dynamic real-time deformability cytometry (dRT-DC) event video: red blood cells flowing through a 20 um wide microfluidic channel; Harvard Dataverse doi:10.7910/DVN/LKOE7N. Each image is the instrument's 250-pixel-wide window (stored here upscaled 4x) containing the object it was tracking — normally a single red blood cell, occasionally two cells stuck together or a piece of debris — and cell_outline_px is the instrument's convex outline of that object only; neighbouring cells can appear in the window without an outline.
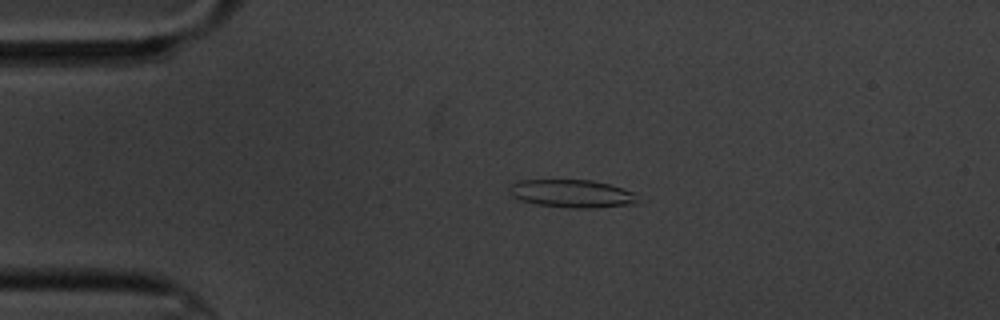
{"species": "common noctule bat (a hibernating species)", "species_latin": "Nyctalus noctula", "temperature_condition": "cold", "stored_images_in_passage": 3, "camera_frame_rate_fps": 3000, "um_per_image_px": 0.085, "animal": {"sex": "male", "body_mass_g": 20.1, "forearm_length_mm": 53.5}, "frame": {"image": 1, "passage_image": 2, "time_ms": 1.333, "image_size_px": [1000, 320], "cell_outline_px": [[636, 200], [632, 204], [596, 208], [576, 208], [536, 204], [512, 196], [508, 188], [512, 184], [520, 180], [592, 180], [608, 184], [636, 192]], "centroid_in_image_um": [48.62, 16.45], "position_along_channel_um": 36.4, "area_um2": 20.63}}